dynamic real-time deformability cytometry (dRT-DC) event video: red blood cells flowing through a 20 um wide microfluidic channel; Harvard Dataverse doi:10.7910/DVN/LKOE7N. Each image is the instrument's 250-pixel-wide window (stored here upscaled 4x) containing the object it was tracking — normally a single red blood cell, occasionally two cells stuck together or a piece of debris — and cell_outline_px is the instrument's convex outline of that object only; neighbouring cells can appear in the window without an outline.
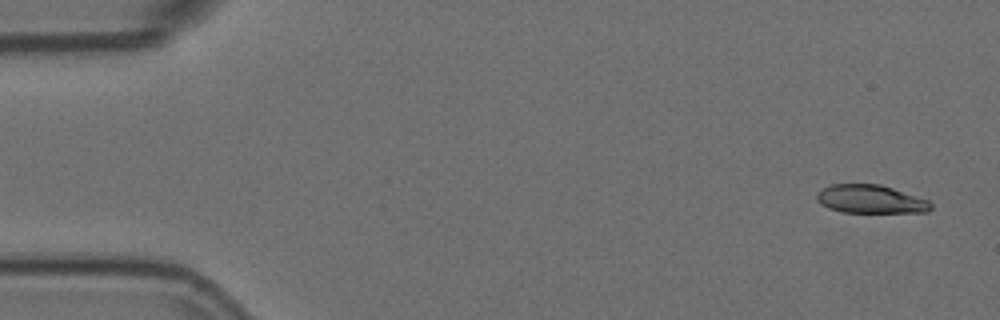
{"species": "Egyptian fruit bat (a non-hibernating species)", "species_latin": "Rousettus aegyptiacus", "temperature_condition": "room temperature", "stored_images_in_passage": 5, "camera_frame_rate_fps": 3000, "um_per_image_px": 0.085, "animal": {"sex": "female"}, "frame": {"image": 1, "passage_image": 1, "time_ms": 0.0, "image_size_px": [1000, 320], "cell_outline_px": [[932, 208], [928, 212], [844, 212], [828, 208], [820, 204], [816, 200], [816, 196], [824, 188], [832, 184], [880, 184], [928, 200], [932, 204]], "centroid_in_image_um": [74.0, 16.93], "position_along_channel_um": 11.0, "area_um2": 18.67}}
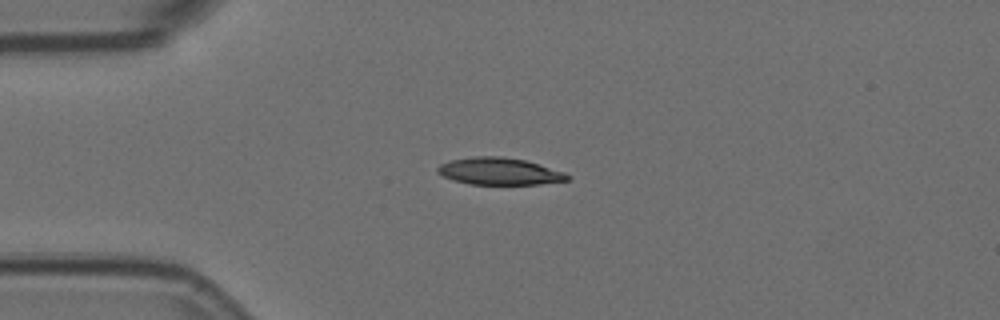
{"frame": {"image": 2, "passage_image": 4, "time_ms": 1.0, "image_size_px": [1000, 320], "cell_outline_px": [[572, 176], [568, 180], [540, 184], [468, 184], [452, 180], [436, 172], [436, 168], [440, 164], [452, 160], [472, 156], [500, 156], [524, 160], [564, 172]], "centroid_in_image_um": [42.42, 14.56], "position_along_channel_um": 42.6, "area_um2": 20.4}}